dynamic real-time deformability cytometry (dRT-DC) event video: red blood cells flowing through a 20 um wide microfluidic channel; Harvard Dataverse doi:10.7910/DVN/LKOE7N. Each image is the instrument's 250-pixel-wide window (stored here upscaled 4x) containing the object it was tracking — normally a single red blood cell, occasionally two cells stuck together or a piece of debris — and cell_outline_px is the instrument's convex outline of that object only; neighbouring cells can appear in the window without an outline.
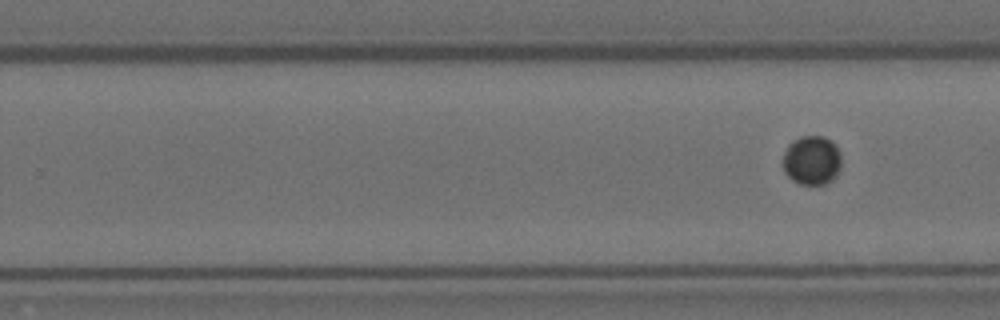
{"species": "Egyptian fruit bat (a non-hibernating species)", "species_latin": "Rousettus aegyptiacus", "temperature_condition": "room temperature", "stored_images_in_passage": 11, "segment_of_instrument_passage": [2, 2], "camera_frame_rate_fps": 3000, "um_per_image_px": 0.085, "animal": {"sex": "female"}, "frame": {"image": 1, "passage_image": 11, "time_ms": 3.333, "image_size_px": [1000, 320], "cell_outline_px": [[840, 168], [836, 176], [832, 180], [824, 184], [800, 184], [792, 180], [784, 172], [784, 152], [788, 144], [792, 140], [800, 136], [824, 136], [832, 140], [836, 144], [840, 152]], "centroid_in_image_um": [69.01, 13.6], "position_along_channel_um": 260.8, "area_um2": 16.94}}